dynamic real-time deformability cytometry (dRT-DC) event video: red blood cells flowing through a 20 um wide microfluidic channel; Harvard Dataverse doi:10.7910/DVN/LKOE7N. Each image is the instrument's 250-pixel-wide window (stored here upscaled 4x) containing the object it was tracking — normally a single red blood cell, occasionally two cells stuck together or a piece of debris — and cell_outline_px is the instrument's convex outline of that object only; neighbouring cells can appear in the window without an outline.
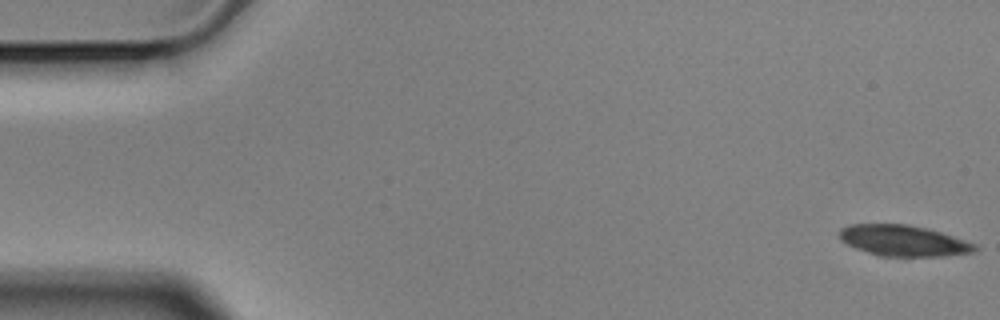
{"species": "Egyptian fruit bat (a non-hibernating species)", "species_latin": "Rousettus aegyptiacus", "temperature_condition": "cold", "stored_images_in_passage": 57, "camera_frame_rate_fps": 3000, "um_per_image_px": 0.085, "animal": {"sex": "male"}, "frame": {"image": 1, "passage_image": 1, "time_ms": 0.0, "image_size_px": [1000, 320], "cell_outline_px": [[980, 248], [976, 252], [944, 256], [884, 256], [868, 252], [856, 248], [840, 240], [840, 228], [848, 224], [908, 224], [928, 228], [976, 244]], "centroid_in_image_um": [76.82, 20.45], "position_along_channel_um": 8.2, "area_um2": 24.39}}
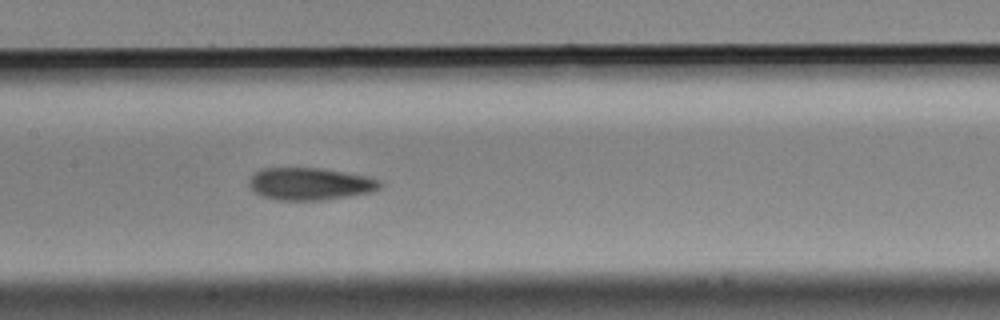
{"frame": {"image": 2, "passage_image": 27, "time_ms": 8.667, "image_size_px": [1000, 320], "cell_outline_px": [[384, 184], [380, 188], [368, 192], [320, 200], [276, 200], [260, 196], [252, 192], [248, 188], [248, 180], [256, 172], [264, 168], [320, 168], [368, 176], [380, 180]], "centroid_in_image_um": [26.29, 15.63], "position_along_channel_um": 181.1, "area_um2": 24.68}}
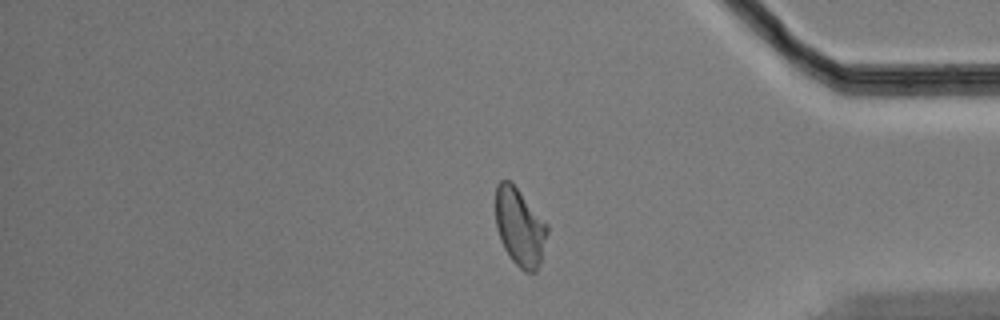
{"frame": {"image": 3, "passage_image": 47, "time_ms": 15.333, "image_size_px": [1000, 320], "cell_outline_px": [[548, 232], [540, 260], [536, 272], [524, 272], [512, 260], [504, 248], [500, 240], [496, 228], [496, 184], [500, 180], [508, 180], [520, 192], [548, 224]], "centroid_in_image_um": [44.17, 19.31], "position_along_channel_um": 391.0, "area_um2": 23.18}, "authors_computed_cell_mechanics": {"area_um2": 24.6806, "velocity_mm_per_s": 3.5006, "shape_relaxation_time_tau1_ms": 6.6538, "shape_relaxation_time_tau2_ms": 3.2763, "deformation_change_tau1": 0.1442, "deformation_change_tau2": 0.0992}}